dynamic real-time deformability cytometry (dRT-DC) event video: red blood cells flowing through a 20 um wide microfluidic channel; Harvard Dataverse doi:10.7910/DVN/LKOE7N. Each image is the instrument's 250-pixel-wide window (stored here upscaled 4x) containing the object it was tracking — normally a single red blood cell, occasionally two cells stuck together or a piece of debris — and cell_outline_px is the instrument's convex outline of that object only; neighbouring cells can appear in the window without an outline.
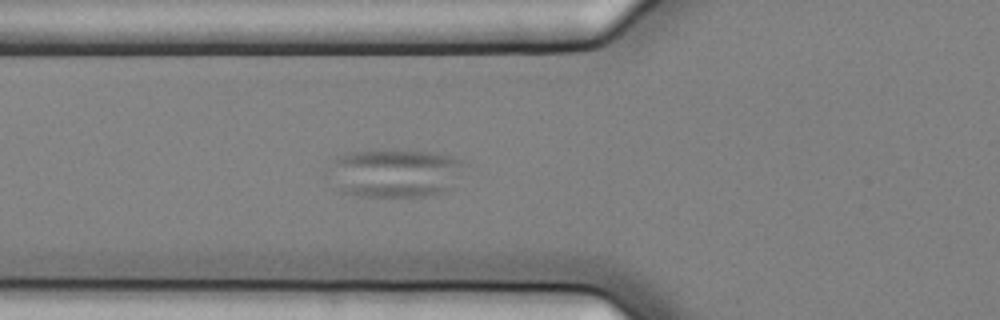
{"species": "common noctule bat (a hibernating species)", "species_latin": "Nyctalus noctula", "temperature_condition": "cold", "stored_images_in_passage": 7, "camera_frame_rate_fps": 3000, "um_per_image_px": 0.085, "animal": {"sex": "female", "body_mass_g": 25.1}, "frame": {"image": 1, "passage_image": 7, "time_ms": 2.0, "image_size_px": [1000, 320], "cell_outline_px": [[464, 160], [452, 188], [440, 192], [424, 196], [360, 196], [340, 192], [320, 172], [336, 156], [348, 152], [380, 148], [384, 148], [428, 152], [452, 156]], "centroid_in_image_um": [33.36, 14.68], "position_along_channel_um": 92.4, "area_um2": 39.59}}